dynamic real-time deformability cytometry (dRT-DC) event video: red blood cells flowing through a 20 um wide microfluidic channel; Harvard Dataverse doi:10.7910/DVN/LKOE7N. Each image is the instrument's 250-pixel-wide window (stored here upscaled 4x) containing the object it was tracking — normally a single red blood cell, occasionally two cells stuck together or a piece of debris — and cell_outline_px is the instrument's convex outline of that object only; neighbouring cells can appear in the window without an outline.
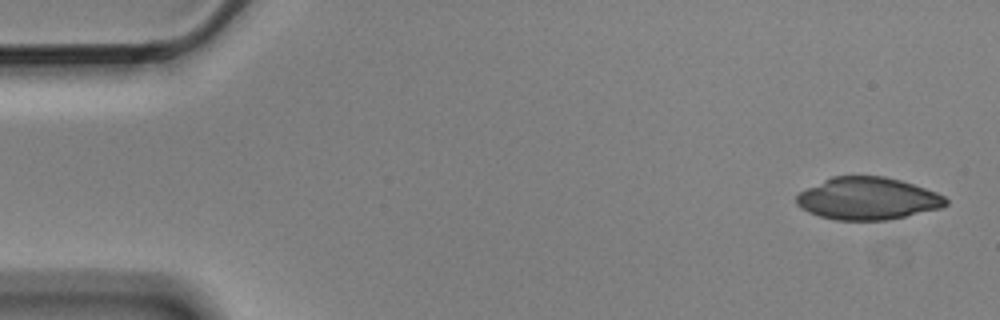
{"species": "Egyptian fruit bat (a non-hibernating species)", "species_latin": "Rousettus aegyptiacus", "temperature_condition": "cold", "stored_images_in_passage": 7, "camera_frame_rate_fps": 3000, "um_per_image_px": 0.085, "animal": {"sex": "male"}, "frame": {"image": 1, "passage_image": 1, "time_ms": 0.0, "image_size_px": [1000, 320], "cell_outline_px": [[948, 204], [940, 208], [888, 220], [836, 220], [820, 216], [808, 212], [800, 208], [796, 204], [796, 196], [800, 192], [832, 176], [884, 176], [900, 180], [936, 192], [944, 196], [948, 200]], "centroid_in_image_um": [73.74, 16.88], "position_along_channel_um": 11.3, "area_um2": 36.65}}